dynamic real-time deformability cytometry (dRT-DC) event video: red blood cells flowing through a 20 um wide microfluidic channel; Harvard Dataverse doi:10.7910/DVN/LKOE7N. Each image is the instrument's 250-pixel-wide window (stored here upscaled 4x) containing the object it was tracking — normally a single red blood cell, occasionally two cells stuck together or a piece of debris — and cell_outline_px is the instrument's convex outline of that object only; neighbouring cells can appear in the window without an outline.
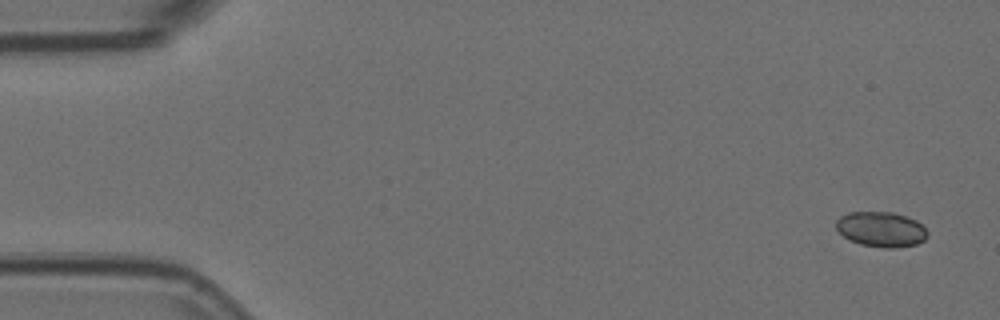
{"species": "Egyptian fruit bat (a non-hibernating species)", "species_latin": "Rousettus aegyptiacus", "temperature_condition": "room temperature", "stored_images_in_passage": 30, "camera_frame_rate_fps": 3000, "um_per_image_px": 0.085, "animal": {"sex": "female"}, "frame": {"image": 1, "passage_image": 1, "time_ms": 0.0, "image_size_px": [1000, 320], "cell_outline_px": [[928, 236], [924, 240], [916, 244], [896, 248], [884, 248], [860, 244], [844, 236], [836, 228], [836, 220], [840, 216], [848, 212], [892, 212], [916, 220], [928, 232]], "centroid_in_image_um": [74.9, 19.49], "position_along_channel_um": 10.1, "area_um2": 18.61}}
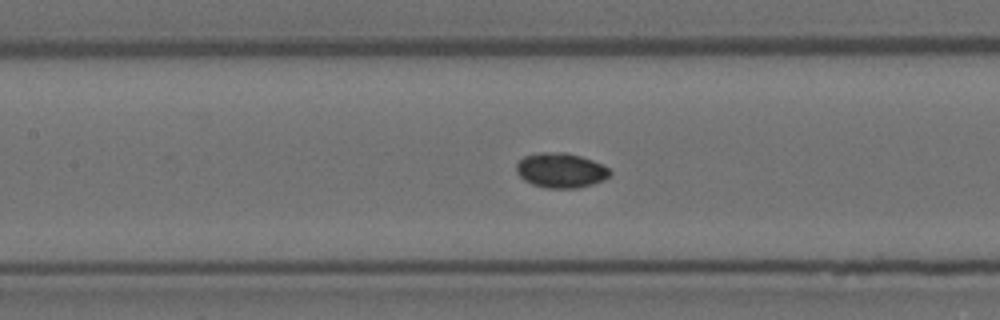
{"frame": {"image": 2, "passage_image": 24, "time_ms": 7.667, "image_size_px": [1000, 320], "cell_outline_px": [[612, 172], [604, 180], [580, 188], [544, 188], [532, 184], [524, 180], [516, 172], [516, 164], [524, 156], [540, 152], [564, 152], [580, 156], [592, 160], [608, 168]], "centroid_in_image_um": [47.65, 14.48], "position_along_channel_um": 159.8, "area_um2": 19.02}}
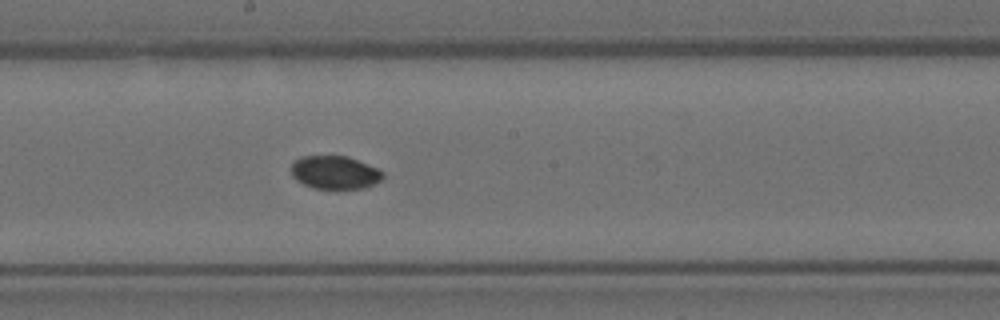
{"frame": {"image": 3, "passage_image": 29, "time_ms": 9.333, "image_size_px": [1000, 320], "cell_outline_px": [[384, 176], [380, 180], [364, 188], [312, 188], [296, 180], [292, 176], [292, 164], [300, 156], [348, 156], [376, 168], [384, 172]], "centroid_in_image_um": [28.44, 14.65], "position_along_channel_um": 219.8, "area_um2": 17.51}}